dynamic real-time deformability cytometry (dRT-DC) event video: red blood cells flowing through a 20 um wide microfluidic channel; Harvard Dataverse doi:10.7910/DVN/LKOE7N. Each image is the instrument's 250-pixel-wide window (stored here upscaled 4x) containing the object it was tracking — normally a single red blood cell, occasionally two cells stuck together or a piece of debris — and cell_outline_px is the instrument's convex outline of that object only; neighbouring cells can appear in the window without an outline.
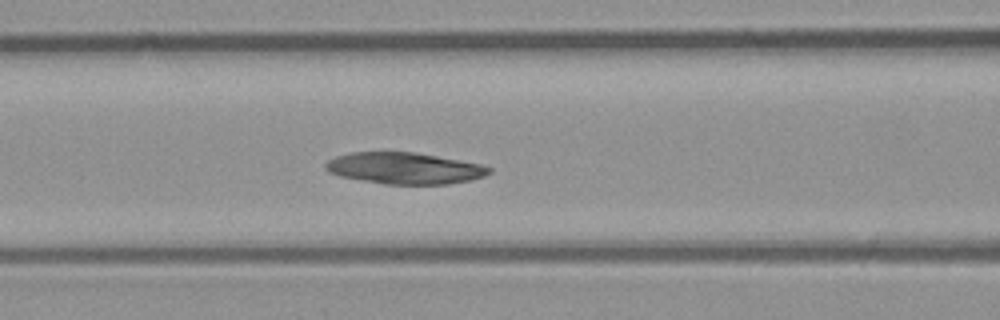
{"species": "common noctule bat (a hibernating species)", "species_latin": "Nyctalus noctula", "temperature_condition": "room temperature", "stored_images_in_passage": 37, "camera_frame_rate_fps": 3000, "um_per_image_px": 0.085, "animal": {"sex": "male", "body_mass_g": 23.1, "forearm_length_mm": 52.7}, "frame": {"image": 1, "passage_image": 7, "time_ms": 2.0, "image_size_px": [1000, 320], "cell_outline_px": [[492, 172], [484, 176], [472, 180], [448, 184], [384, 184], [360, 180], [340, 176], [328, 172], [324, 168], [324, 164], [328, 160], [336, 156], [352, 152], [416, 152], [460, 160], [480, 164], [492, 168]], "centroid_in_image_um": [34.38, 14.3], "position_along_channel_um": 132.2, "area_um2": 30.11}}
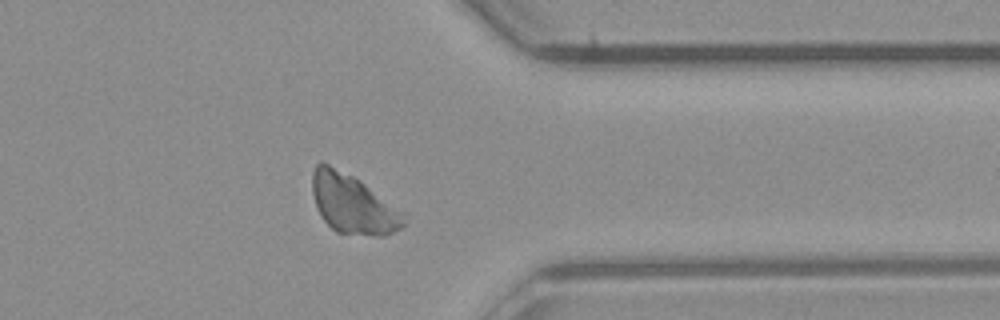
{"frame": {"image": 2, "passage_image": 26, "time_ms": 8.333, "image_size_px": [1000, 320], "cell_outline_px": [[404, 228], [384, 236], [372, 236], [336, 232], [320, 216], [316, 208], [312, 192], [312, 172], [316, 164], [320, 160], [360, 180], [396, 212], [404, 224]], "centroid_in_image_um": [29.85, 17.35], "position_along_channel_um": 381.6, "area_um2": 30.4}}
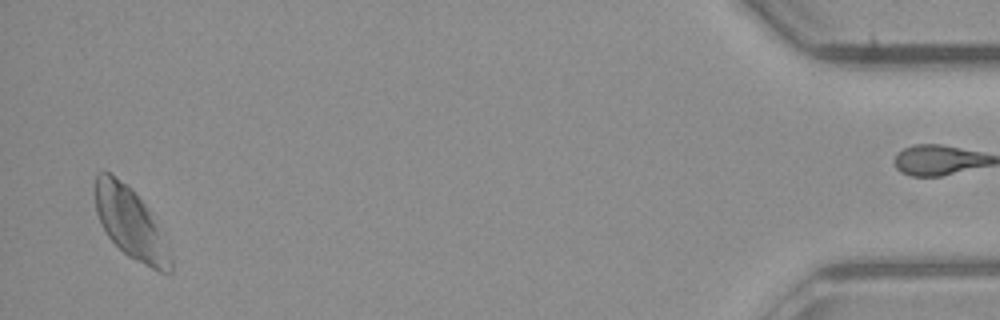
{"frame": {"image": 3, "passage_image": 35, "time_ms": 11.333, "image_size_px": [1000, 320], "cell_outline_px": [[172, 272], [160, 272], [128, 256], [108, 236], [96, 212], [96, 172], [104, 168], [132, 188], [144, 204], [172, 260]], "centroid_in_image_um": [11.02, 18.92], "position_along_channel_um": 424.2, "area_um2": 29.82}}